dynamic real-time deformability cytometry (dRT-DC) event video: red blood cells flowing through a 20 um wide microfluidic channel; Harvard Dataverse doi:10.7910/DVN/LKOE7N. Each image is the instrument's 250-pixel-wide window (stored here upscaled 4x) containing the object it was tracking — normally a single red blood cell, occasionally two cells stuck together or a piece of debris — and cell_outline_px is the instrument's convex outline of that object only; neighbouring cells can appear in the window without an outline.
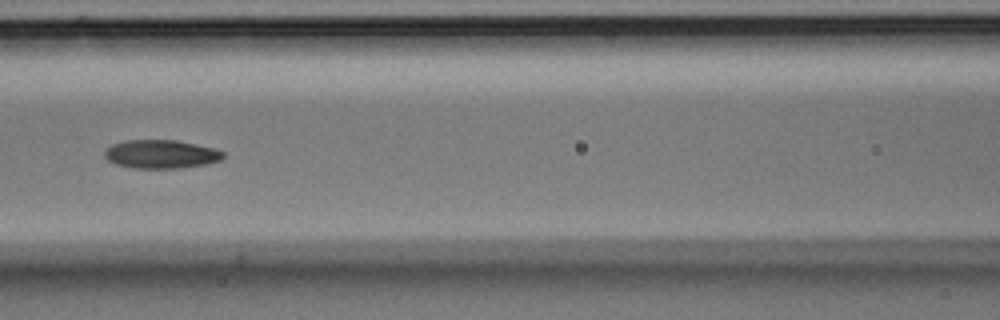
{"species": "Egyptian fruit bat (a non-hibernating species)", "species_latin": "Rousettus aegyptiacus", "temperature_condition": "room temperature", "stored_images_in_passage": 9, "camera_frame_rate_fps": 3000, "um_per_image_px": 0.085, "animal": {"sex": "male"}, "frame": {"image": 1, "passage_image": 6, "time_ms": 1.667, "image_size_px": [1000, 320], "cell_outline_px": [[224, 156], [220, 160], [208, 164], [180, 168], [132, 168], [116, 164], [108, 160], [104, 156], [104, 152], [112, 144], [124, 140], [176, 140], [216, 148], [224, 152]], "centroid_in_image_um": [13.7, 13.1], "position_along_channel_um": 152.9, "area_um2": 19.83}}
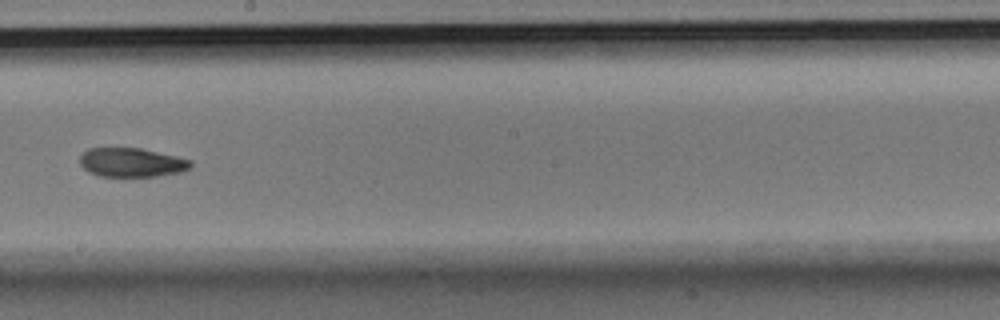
{"frame": {"image": 2, "passage_image": 8, "time_ms": 2.333, "image_size_px": [1000, 320], "cell_outline_px": [[192, 164], [188, 168], [180, 172], [156, 176], [100, 176], [88, 172], [80, 164], [80, 156], [88, 148], [140, 148], [176, 156], [192, 160]], "centroid_in_image_um": [11.17, 13.8], "position_along_channel_um": 237.0, "area_um2": 18.61}}
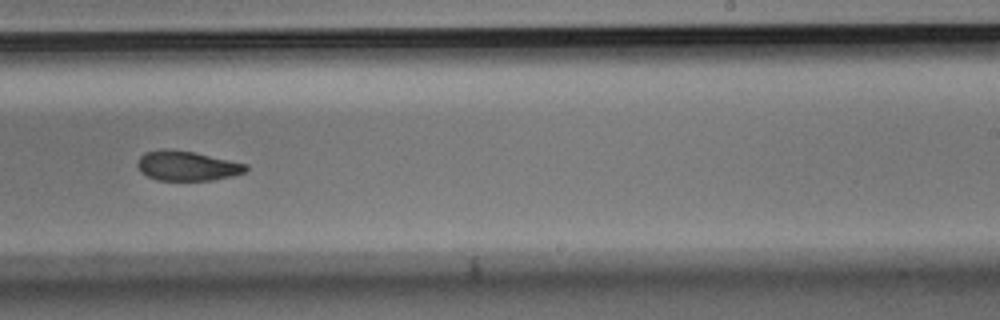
{"frame": {"image": 3, "passage_image": 9, "time_ms": 2.667, "image_size_px": [1000, 320], "cell_outline_px": [[248, 172], [232, 176], [212, 180], [160, 180], [148, 176], [140, 172], [136, 164], [140, 156], [144, 152], [160, 148], [168, 148], [196, 152], [248, 164]], "centroid_in_image_um": [15.9, 14.08], "position_along_channel_um": 273.1, "area_um2": 19.13}}